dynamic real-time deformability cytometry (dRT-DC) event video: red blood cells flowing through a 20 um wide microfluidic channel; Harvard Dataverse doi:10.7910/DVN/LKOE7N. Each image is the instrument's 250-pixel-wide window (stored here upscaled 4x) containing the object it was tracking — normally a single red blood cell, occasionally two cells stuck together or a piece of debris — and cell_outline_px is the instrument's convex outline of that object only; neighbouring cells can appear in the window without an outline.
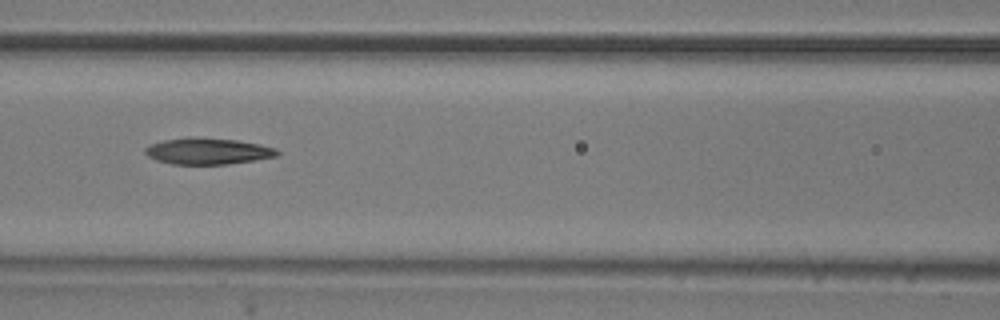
{"species": "common noctule bat (a hibernating species)", "species_latin": "Nyctalus noctula", "temperature_condition": "room temperature", "stored_images_in_passage": 9, "camera_frame_rate_fps": 3000, "um_per_image_px": 0.085, "animal": {"sex": "male", "body_mass_g": 20.5, "forearm_length_mm": 52.5}, "frame": {"image": 1, "passage_image": 7, "time_ms": 7.0, "image_size_px": [1000, 320], "cell_outline_px": [[280, 152], [276, 156], [228, 164], [172, 164], [156, 160], [148, 156], [144, 152], [144, 148], [152, 144], [164, 140], [188, 136], [236, 140], [260, 144], [276, 148]], "centroid_in_image_um": [17.64, 12.84], "position_along_channel_um": 149.0, "area_um2": 20.23}}
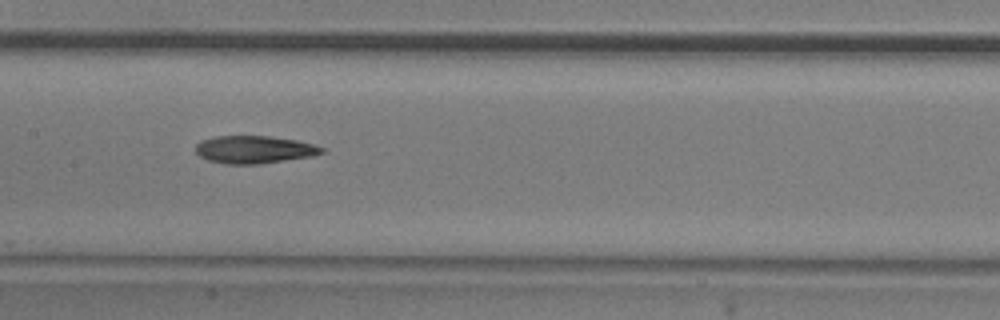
{"frame": {"image": 2, "passage_image": 8, "time_ms": 8.0, "image_size_px": [1000, 320], "cell_outline_px": [[324, 152], [312, 156], [260, 164], [224, 164], [208, 160], [200, 156], [196, 152], [196, 144], [200, 140], [216, 136], [268, 136], [296, 140], [312, 144], [324, 148]], "centroid_in_image_um": [21.58, 12.71], "position_along_channel_um": 185.8, "area_um2": 20.29}}
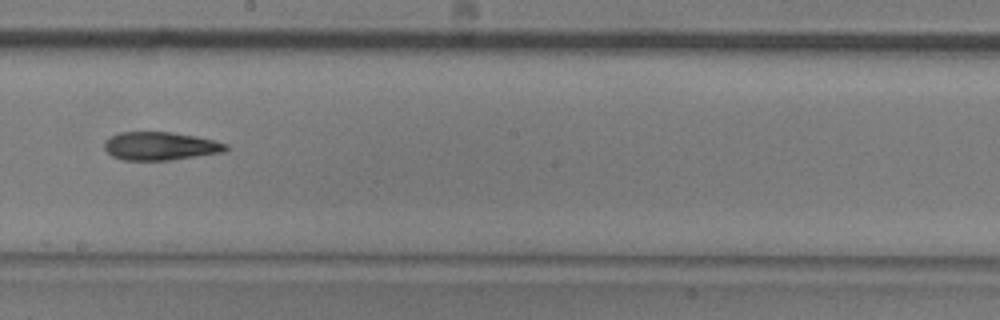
{"frame": {"image": 3, "passage_image": 9, "time_ms": 9.333, "image_size_px": [1000, 320], "cell_outline_px": [[228, 148], [224, 152], [168, 160], [124, 160], [112, 156], [104, 148], [104, 140], [120, 132], [172, 132], [196, 136], [228, 144]], "centroid_in_image_um": [13.61, 12.41], "position_along_channel_um": 234.6, "area_um2": 19.88}}